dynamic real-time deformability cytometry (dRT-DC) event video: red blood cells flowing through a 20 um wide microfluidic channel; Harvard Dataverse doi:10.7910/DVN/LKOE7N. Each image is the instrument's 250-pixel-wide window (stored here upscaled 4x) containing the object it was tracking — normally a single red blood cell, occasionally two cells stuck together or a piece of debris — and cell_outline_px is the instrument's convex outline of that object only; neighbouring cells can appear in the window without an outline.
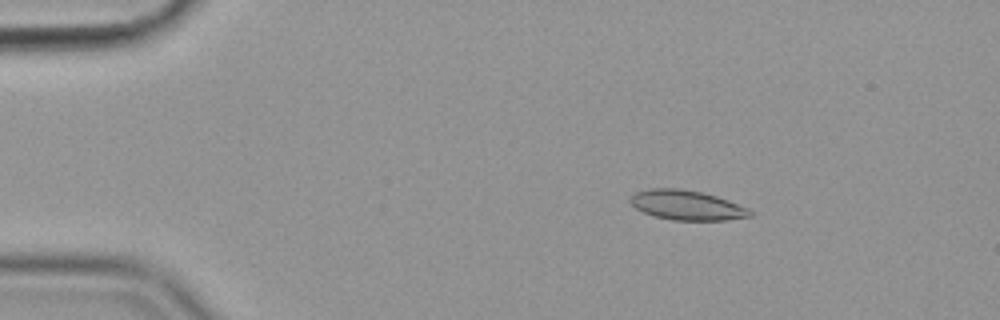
{"species": "common noctule bat (a hibernating species)", "species_latin": "Nyctalus noctula", "temperature_condition": "cold", "stored_images_in_passage": 52, "camera_frame_rate_fps": 3000, "um_per_image_px": 0.085, "animal": {"sex": "female", "body_mass_g": 19.9}, "frame": {"image": 1, "passage_image": 5, "time_ms": 1.333, "image_size_px": [1000, 320], "cell_outline_px": [[752, 216], [728, 220], [672, 220], [652, 216], [636, 208], [628, 200], [636, 192], [648, 188], [680, 188], [700, 192], [716, 196], [728, 200], [748, 208], [752, 212]], "centroid_in_image_um": [58.37, 17.44], "position_along_channel_um": 26.6, "area_um2": 20.75}}
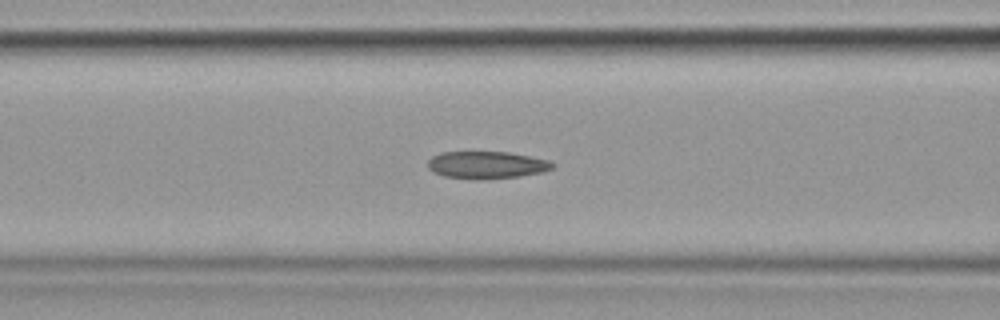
{"frame": {"image": 2, "passage_image": 19, "time_ms": 6.0, "image_size_px": [1000, 320], "cell_outline_px": [[556, 164], [552, 168], [544, 172], [520, 176], [480, 180], [476, 180], [444, 176], [432, 172], [428, 168], [428, 160], [432, 156], [440, 152], [508, 152], [548, 160]], "centroid_in_image_um": [41.34, 14.03], "position_along_channel_um": 125.3, "area_um2": 20.0}}
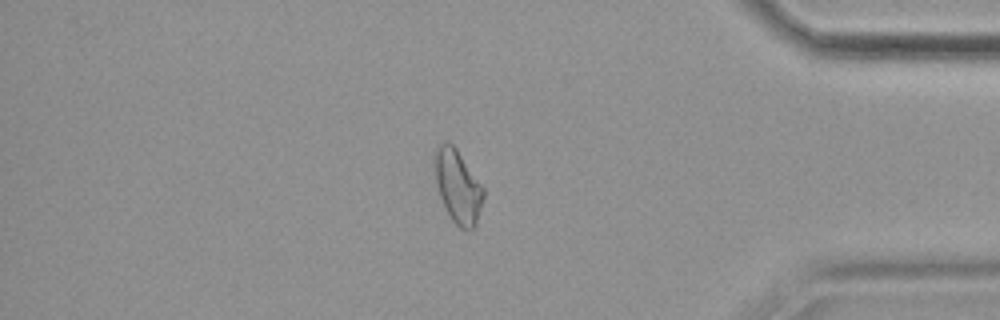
{"frame": {"image": 3, "passage_image": 44, "time_ms": 14.333, "image_size_px": [1000, 320], "cell_outline_px": [[484, 196], [476, 224], [472, 232], [464, 232], [452, 220], [440, 196], [436, 184], [432, 164], [432, 152], [444, 140], [448, 140], [456, 148], [484, 188]], "centroid_in_image_um": [38.88, 15.82], "position_along_channel_um": 396.3, "area_um2": 21.27}, "authors_computed_cell_mechanics": {"area_um2": 20.1433, "velocity_mm_per_s": 3.5739, "shape_relaxation_time_tau1_ms": null, "shape_relaxation_time_tau2_ms": 2.8489, "deformation_change_tau1": null, "deformation_change_tau2": 0.0981}}